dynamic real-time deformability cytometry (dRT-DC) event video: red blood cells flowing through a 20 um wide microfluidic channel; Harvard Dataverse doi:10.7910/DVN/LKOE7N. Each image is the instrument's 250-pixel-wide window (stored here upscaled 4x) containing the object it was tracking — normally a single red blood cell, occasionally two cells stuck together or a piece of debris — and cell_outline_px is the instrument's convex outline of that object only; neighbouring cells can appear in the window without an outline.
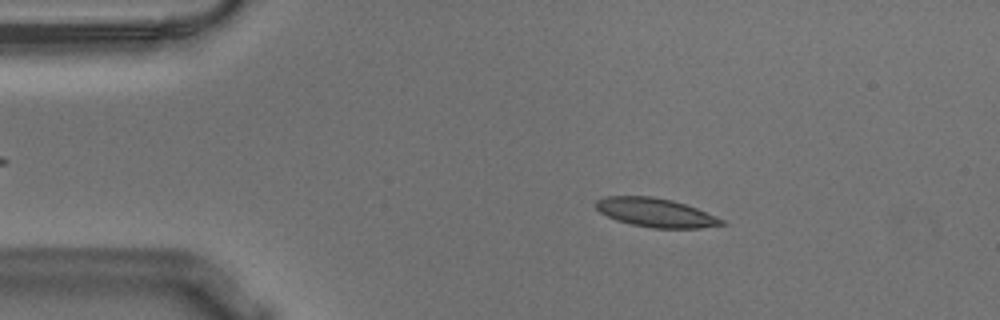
{"species": "Egyptian fruit bat (a non-hibernating species)", "species_latin": "Rousettus aegyptiacus", "temperature_condition": "warm", "stored_images_in_passage": 55, "camera_frame_rate_fps": 3000, "um_per_image_px": 0.085, "animal": {"sex": "male"}, "frame": {"image": 1, "passage_image": 9, "time_ms": 2.667, "image_size_px": [1000, 320], "cell_outline_px": [[728, 224], [700, 228], [652, 228], [632, 224], [616, 220], [600, 212], [596, 208], [596, 200], [604, 196], [652, 196], [672, 200], [696, 208], [724, 220]], "centroid_in_image_um": [55.72, 18.07], "position_along_channel_um": 29.3, "area_um2": 21.04}}
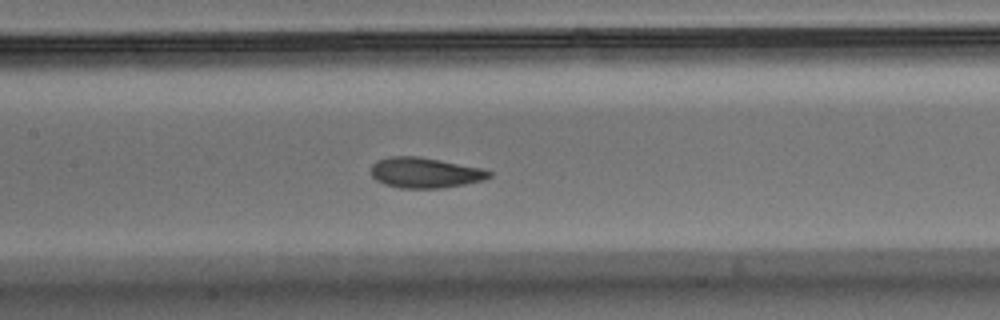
{"frame": {"image": 2, "passage_image": 25, "time_ms": 8.0, "image_size_px": [1000, 320], "cell_outline_px": [[492, 176], [484, 180], [464, 184], [440, 188], [400, 188], [384, 184], [376, 180], [372, 176], [372, 164], [376, 160], [388, 156], [420, 156], [480, 168], [492, 172]], "centroid_in_image_um": [36.1, 14.67], "position_along_channel_um": 171.3, "area_um2": 20.92}}
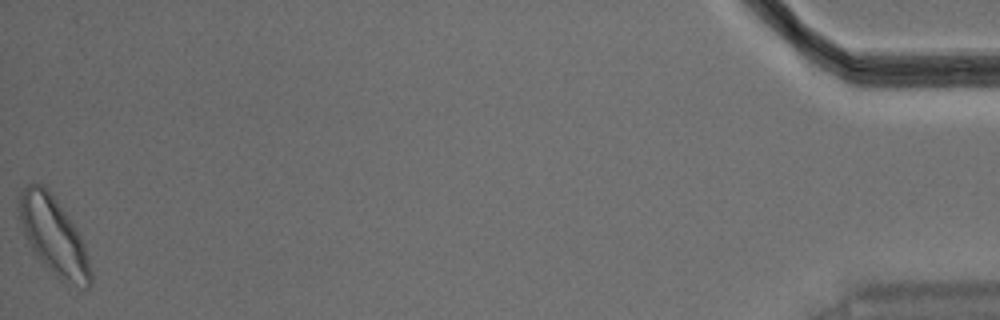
{"frame": {"image": 3, "passage_image": 55, "time_ms": 18.0, "image_size_px": [1000, 320], "cell_outline_px": [[92, 284], [88, 288], [52, 272], [32, 248], [24, 232], [16, 208], [16, 200], [20, 192], [28, 184], [44, 184], [48, 188], [76, 228], [84, 244], [92, 276]], "centroid_in_image_um": [4.51, 19.93], "position_along_channel_um": 430.7, "area_um2": 31.33}, "authors_computed_cell_mechanics": {"area_um2": 21.097, "velocity_mm_per_s": 3.5923, "shape_relaxation_time_tau1_ms": 3.5671, "shape_relaxation_time_tau2_ms": 1.2923, "deformation_change_tau1": 0.1571, "deformation_change_tau2": 0.0792}}